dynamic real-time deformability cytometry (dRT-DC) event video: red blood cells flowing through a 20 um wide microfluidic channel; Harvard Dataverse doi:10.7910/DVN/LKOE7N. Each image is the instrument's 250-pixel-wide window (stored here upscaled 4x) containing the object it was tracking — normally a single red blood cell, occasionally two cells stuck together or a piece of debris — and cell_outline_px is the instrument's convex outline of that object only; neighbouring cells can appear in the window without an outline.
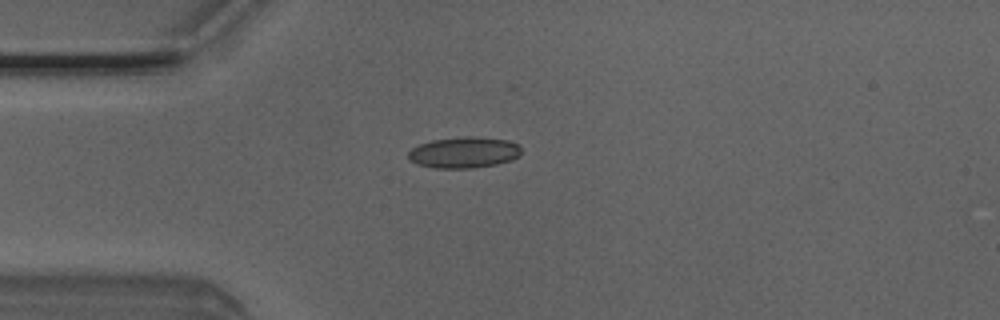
{"species": "Egyptian fruit bat (a non-hibernating species)", "species_latin": "Rousettus aegyptiacus", "temperature_condition": "room temperature", "stored_images_in_passage": 2, "camera_frame_rate_fps": 3000, "um_per_image_px": 0.085, "animal": {"sex": "male"}, "frame": {"image": 1, "passage_image": 2, "time_ms": 0.333, "image_size_px": [1000, 320], "cell_outline_px": [[520, 156], [512, 160], [496, 164], [472, 168], [432, 168], [416, 164], [408, 160], [408, 152], [412, 148], [420, 144], [432, 140], [464, 136], [468, 136], [508, 140], [516, 144], [520, 148]], "centroid_in_image_um": [39.4, 12.97], "position_along_channel_um": 45.6, "area_um2": 20.52}}